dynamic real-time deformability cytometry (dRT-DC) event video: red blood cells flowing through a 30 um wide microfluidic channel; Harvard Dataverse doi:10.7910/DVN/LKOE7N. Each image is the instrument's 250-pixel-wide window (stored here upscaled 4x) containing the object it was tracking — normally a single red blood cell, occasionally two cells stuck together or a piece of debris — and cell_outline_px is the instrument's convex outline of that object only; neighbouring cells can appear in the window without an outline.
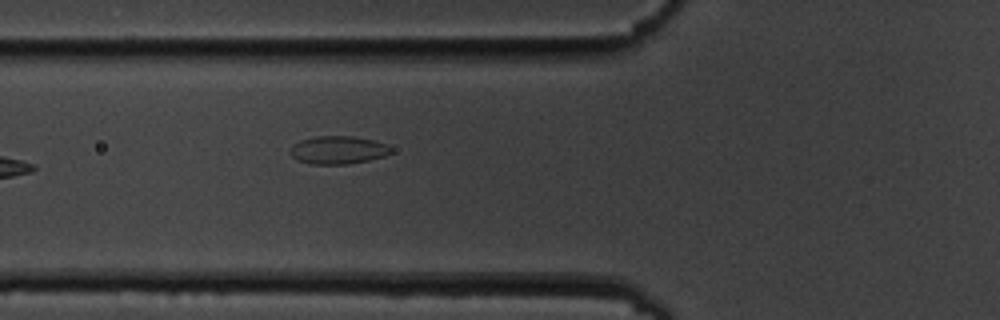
{"species": "common noctule bat (a hibernating species)", "species_latin": "Nyctalus noctula", "temperature_condition": "cold", "stored_images_in_passage": 6, "camera_frame_rate_fps": 3000, "um_per_image_px": 0.085, "animal": {"sex": "male", "body_mass_g": 19.5, "forearm_length_mm": 54.6}, "frame": {"image": 1, "passage_image": 6, "time_ms": 6.667, "image_size_px": [1000, 320], "cell_outline_px": [[392, 152], [384, 156], [368, 160], [348, 164], [308, 164], [296, 160], [288, 152], [292, 144], [300, 140], [316, 136], [352, 136], [372, 140], [388, 144], [392, 148]], "centroid_in_image_um": [28.7, 12.75], "position_along_channel_um": 97.1, "area_um2": 16.65}}